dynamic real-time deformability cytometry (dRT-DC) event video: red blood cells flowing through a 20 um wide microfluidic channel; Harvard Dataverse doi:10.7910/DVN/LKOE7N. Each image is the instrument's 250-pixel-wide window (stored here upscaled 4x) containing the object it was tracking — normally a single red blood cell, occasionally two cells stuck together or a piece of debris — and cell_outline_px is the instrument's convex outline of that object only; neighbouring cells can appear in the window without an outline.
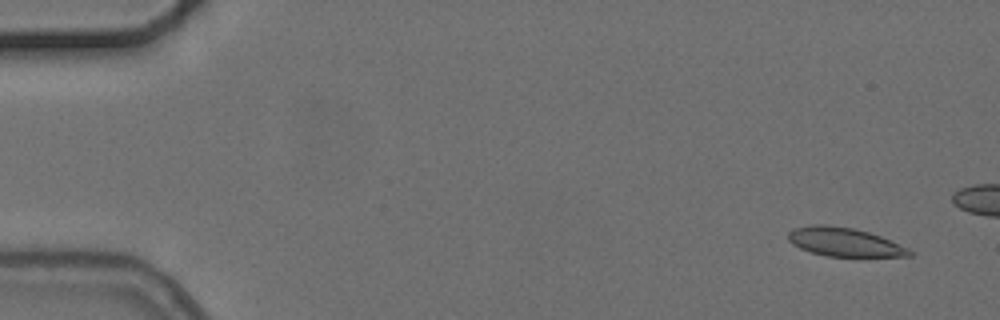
{"species": "common noctule bat (a hibernating species)", "species_latin": "Nyctalus noctula", "temperature_condition": "cold", "stored_images_in_passage": 5, "camera_frame_rate_fps": 3000, "um_per_image_px": 0.085, "animal": {"sex": "female", "body_mass_g": 24.6, "forearm_length_mm": 56.2}, "frame": {"image": 1, "passage_image": 1, "time_ms": 0.0, "image_size_px": [1000, 320], "cell_outline_px": [[912, 256], [824, 256], [800, 248], [792, 244], [788, 240], [788, 232], [792, 228], [812, 224], [824, 224], [852, 228], [868, 232], [880, 236], [908, 248], [912, 252]], "centroid_in_image_um": [71.72, 20.56], "position_along_channel_um": 13.3, "area_um2": 20.17}}